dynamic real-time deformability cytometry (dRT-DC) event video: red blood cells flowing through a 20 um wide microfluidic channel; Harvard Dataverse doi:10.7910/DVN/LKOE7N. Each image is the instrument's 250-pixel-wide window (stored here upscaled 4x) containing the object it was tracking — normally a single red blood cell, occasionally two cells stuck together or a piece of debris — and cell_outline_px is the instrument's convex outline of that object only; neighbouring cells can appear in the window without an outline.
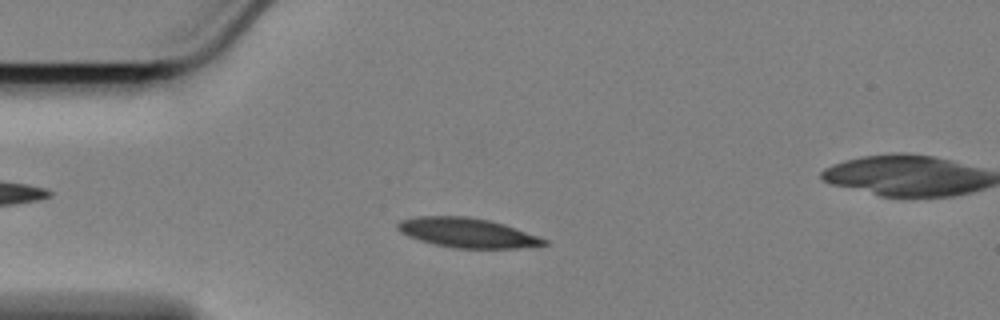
{"species": "Egyptian fruit bat (a non-hibernating species)", "species_latin": "Rousettus aegyptiacus", "temperature_condition": "cold", "stored_images_in_passage": 57, "camera_frame_rate_fps": 3000, "um_per_image_px": 0.085, "animal": {"sex": "female"}, "frame": {"image": 1, "passage_image": 12, "time_ms": 3.667, "image_size_px": [1000, 320], "cell_outline_px": [[548, 244], [516, 248], [452, 248], [432, 244], [408, 236], [400, 232], [396, 228], [396, 224], [400, 220], [416, 216], [468, 216], [488, 220], [504, 224], [548, 240]], "centroid_in_image_um": [39.66, 19.78], "position_along_channel_um": 45.3, "area_um2": 25.2}}
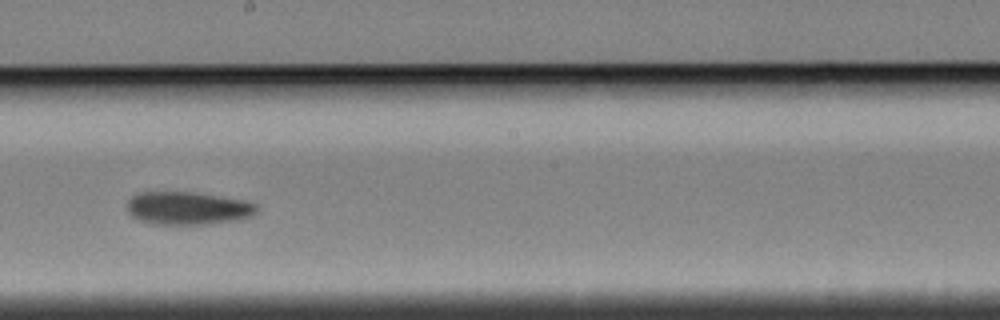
{"frame": {"image": 2, "passage_image": 30, "time_ms": 9.667, "image_size_px": [1000, 320], "cell_outline_px": [[260, 208], [252, 216], [208, 224], [152, 224], [136, 220], [128, 212], [128, 200], [132, 196], [140, 192], [192, 192], [248, 200], [256, 204]], "centroid_in_image_um": [15.96, 17.69], "position_along_channel_um": 232.2, "area_um2": 24.97}}
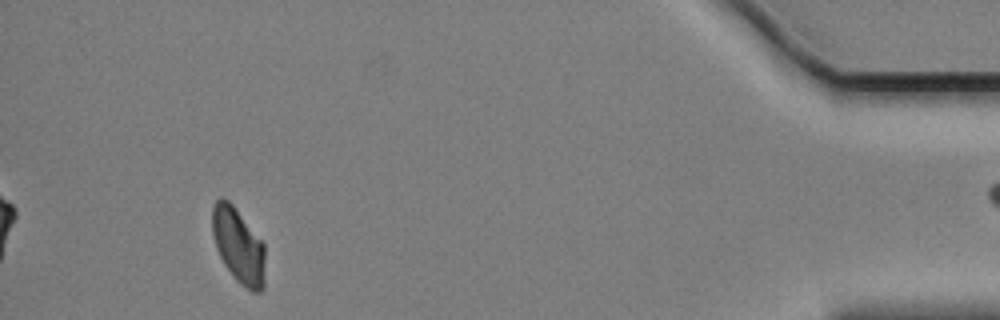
{"frame": {"image": 3, "passage_image": 52, "time_ms": 17.0, "image_size_px": [1000, 320], "cell_outline_px": [[264, 288], [260, 292], [252, 292], [240, 284], [232, 276], [224, 264], [216, 248], [212, 232], [212, 204], [220, 196], [228, 200], [232, 204], [264, 244]], "centroid_in_image_um": [20.25, 20.89], "position_along_channel_um": 415.0, "area_um2": 23.12}, "authors_computed_cell_mechanics": {"area_um2": 24.6806, "velocity_mm_per_s": 3.3848, "shape_relaxation_time_tau1_ms": 3.5861, "shape_relaxation_time_tau2_ms": 6.9318, "deformation_change_tau1": 0.1139, "deformation_change_tau2": 0.0989}}